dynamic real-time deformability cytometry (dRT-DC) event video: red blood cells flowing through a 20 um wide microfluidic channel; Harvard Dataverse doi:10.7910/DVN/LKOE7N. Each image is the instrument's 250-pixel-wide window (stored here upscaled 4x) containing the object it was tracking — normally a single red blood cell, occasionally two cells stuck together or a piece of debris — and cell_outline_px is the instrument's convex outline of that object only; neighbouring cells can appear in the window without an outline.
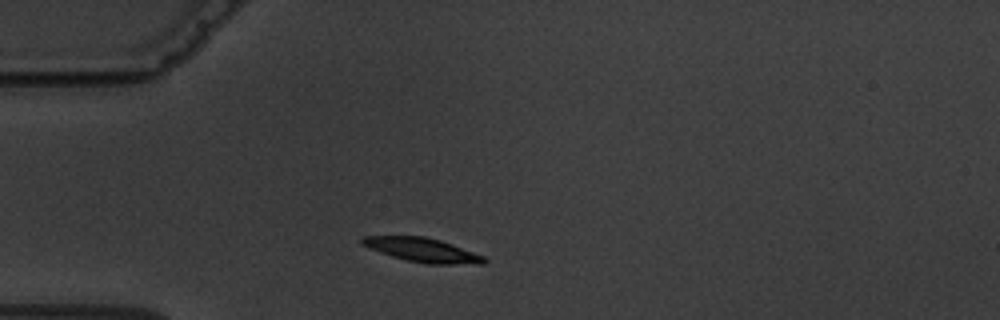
{"species": "common noctule bat (a hibernating species)", "species_latin": "Nyctalus noctula", "temperature_condition": "warm", "stored_images_in_passage": 4, "camera_frame_rate_fps": 3000, "um_per_image_px": 0.085, "animal": {"sex": "male", "body_mass_g": 19.5, "forearm_length_mm": 54.6}, "frame": {"image": 1, "passage_image": 1, "time_ms": 0.0, "image_size_px": [1000, 320], "cell_outline_px": [[488, 260], [484, 264], [428, 264], [408, 260], [392, 256], [368, 248], [360, 244], [360, 236], [424, 236], [440, 240], [452, 244], [484, 256]], "centroid_in_image_um": [35.89, 21.24], "position_along_channel_um": 49.1, "area_um2": 17.11}}
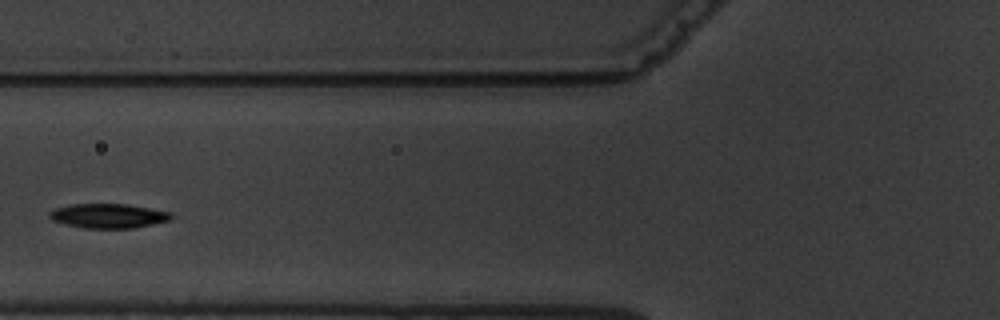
{"frame": {"image": 2, "passage_image": 3, "time_ms": 2.333, "image_size_px": [1000, 320], "cell_outline_px": [[172, 220], [132, 228], [84, 228], [64, 224], [52, 220], [48, 216], [48, 212], [56, 208], [72, 204], [128, 204], [172, 212]], "centroid_in_image_um": [9.21, 18.34], "position_along_channel_um": 116.6, "area_um2": 17.4}}